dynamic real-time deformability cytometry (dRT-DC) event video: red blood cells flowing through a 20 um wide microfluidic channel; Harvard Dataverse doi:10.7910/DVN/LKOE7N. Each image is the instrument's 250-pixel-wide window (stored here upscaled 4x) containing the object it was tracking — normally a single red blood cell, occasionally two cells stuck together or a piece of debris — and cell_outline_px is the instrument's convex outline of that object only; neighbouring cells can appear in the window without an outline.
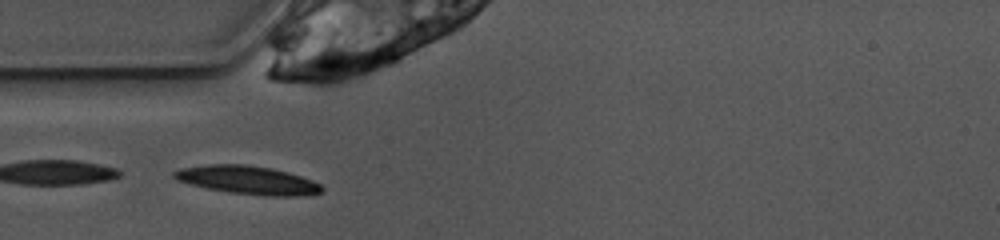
{"species": "common noctule bat (a hibernating species)", "species_latin": "Nyctalus noctula", "temperature_condition": "warm", "stored_images_in_passage": 16, "camera_frame_rate_fps": 3000, "um_per_image_px": 0.085, "animal": {"sex": "female", "body_mass_g": 10.0, "forearm_length_mm": 53.1}, "frame": {"image": 1, "passage_image": 3, "time_ms": 0.667, "image_size_px": [1000, 240], "cell_outline_px": [[324, 188], [320, 192], [304, 196], [272, 196], [232, 192], [208, 188], [176, 180], [172, 176], [172, 172], [180, 168], [208, 164], [244, 164], [272, 168], [288, 172], [312, 180], [320, 184]], "centroid_in_image_um": [21.06, 15.29], "position_along_channel_um": 63.9, "area_um2": 24.22}}